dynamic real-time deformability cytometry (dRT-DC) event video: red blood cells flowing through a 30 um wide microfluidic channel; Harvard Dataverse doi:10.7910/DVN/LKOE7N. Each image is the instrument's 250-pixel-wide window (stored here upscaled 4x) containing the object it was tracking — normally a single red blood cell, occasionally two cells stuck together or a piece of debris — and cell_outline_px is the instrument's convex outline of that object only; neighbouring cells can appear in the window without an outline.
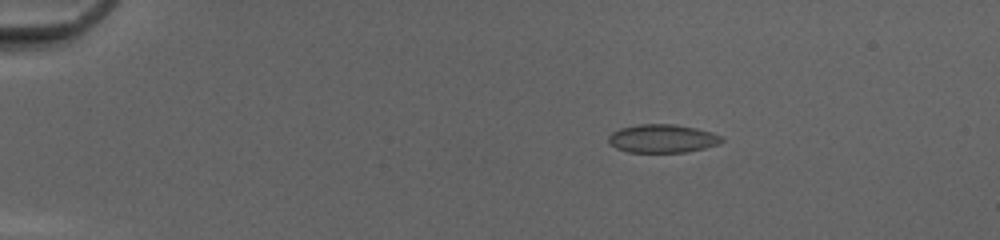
{"species": "common noctule bat (a hibernating species)", "species_latin": "Nyctalus noctula", "temperature_condition": "cold", "stored_images_in_passage": 51, "camera_frame_rate_fps": 3000, "um_per_image_px": 0.085, "animal": {"sex": "female", "body_mass_g": 20.0, "forearm_length_mm": 54.0}, "frame": {"image": 1, "passage_image": 10, "time_ms": 3.0, "image_size_px": [1000, 240], "cell_outline_px": [[724, 140], [720, 144], [704, 148], [684, 152], [628, 152], [616, 148], [608, 144], [608, 136], [612, 132], [620, 128], [640, 124], [676, 124], [696, 128], [712, 132], [720, 136]], "centroid_in_image_um": [56.29, 11.77], "position_along_channel_um": 28.7, "area_um2": 18.79}}
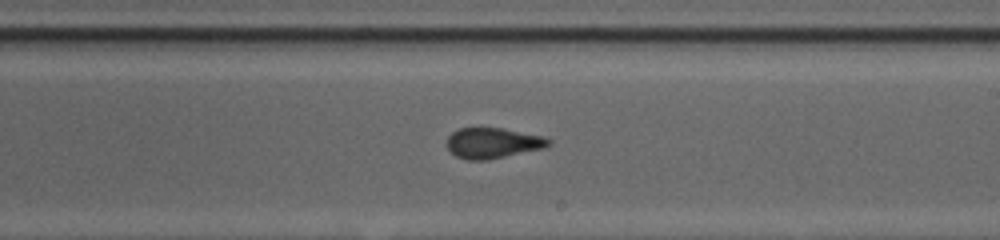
{"frame": {"image": 2, "passage_image": 32, "time_ms": 10.333, "image_size_px": [1000, 240], "cell_outline_px": [[552, 144], [544, 148], [488, 160], [468, 160], [456, 156], [448, 148], [448, 136], [452, 132], [460, 128], [504, 128], [544, 136], [552, 140]], "centroid_in_image_um": [41.94, 12.15], "position_along_channel_um": 247.1, "area_um2": 18.15}}
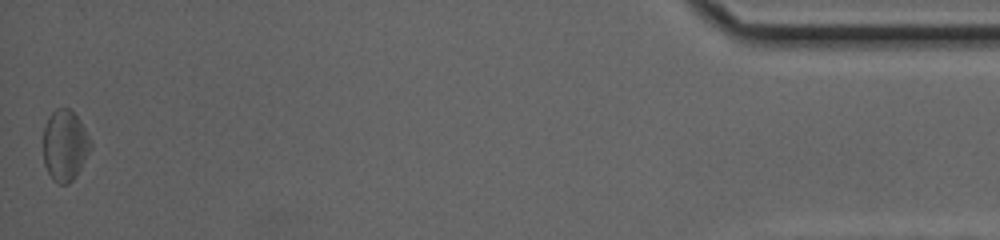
{"frame": {"image": 3, "passage_image": 51, "time_ms": 16.667, "image_size_px": [1000, 240], "cell_outline_px": [[92, 148], [76, 176], [68, 184], [60, 184], [52, 180], [44, 164], [44, 128], [48, 116], [56, 108], [68, 108], [80, 120], [92, 144]], "centroid_in_image_um": [5.52, 12.37], "position_along_channel_um": 429.7, "area_um2": 19.54}, "authors_computed_cell_mechanics": {"area_um2": 18.7272, "velocity_mm_per_s": 4.1803, "shape_relaxation_time_tau1_ms": null, "shape_relaxation_time_tau2_ms": 0.9536, "deformation_change_tau1": null, "deformation_change_tau2": 0.0733}}